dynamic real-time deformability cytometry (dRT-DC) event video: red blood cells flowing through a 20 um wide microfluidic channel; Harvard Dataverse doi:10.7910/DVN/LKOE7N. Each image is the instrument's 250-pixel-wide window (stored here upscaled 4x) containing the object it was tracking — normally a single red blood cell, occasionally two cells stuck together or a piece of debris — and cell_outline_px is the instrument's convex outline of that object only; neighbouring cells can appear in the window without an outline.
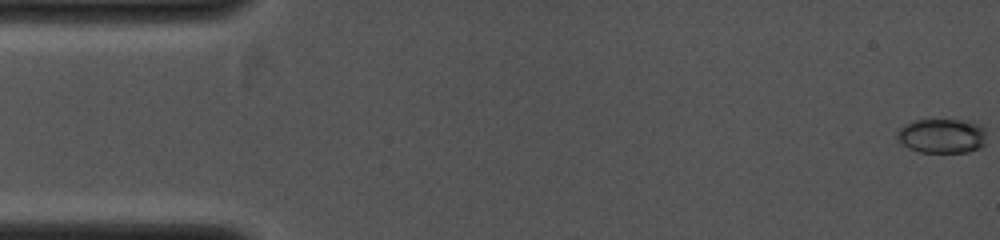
{"species": "common noctule bat (a hibernating species)", "species_latin": "Nyctalus noctula", "temperature_condition": "cold", "stored_images_in_passage": 14, "camera_frame_rate_fps": 4000, "um_per_image_px": 0.085, "animal": {"sex": "female", "body_mass_g": 19.0, "forearm_length_mm": 53.3}, "frame": {"image": 1, "passage_image": 1, "time_ms": 0.0, "image_size_px": [1000, 240], "cell_outline_px": [[984, 144], [980, 148], [968, 152], [920, 152], [908, 148], [896, 136], [896, 132], [904, 124], [912, 120], [968, 120], [984, 124]], "centroid_in_image_um": [80.08, 11.53], "position_along_channel_um": 4.9, "area_um2": 18.15}}
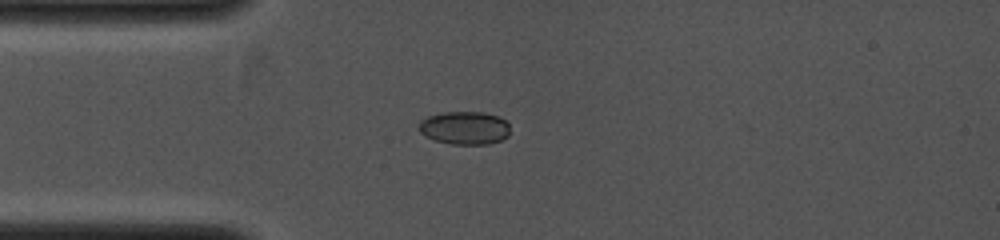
{"frame": {"image": 2, "passage_image": 12, "time_ms": 2.75, "image_size_px": [1000, 240], "cell_outline_px": [[508, 136], [500, 140], [488, 144], [452, 144], [436, 140], [424, 136], [420, 132], [416, 124], [420, 120], [428, 116], [444, 112], [484, 112], [500, 116], [508, 120]], "centroid_in_image_um": [39.48, 10.86], "position_along_channel_um": 45.5, "area_um2": 17.8}}